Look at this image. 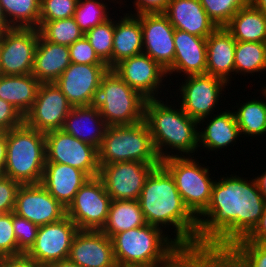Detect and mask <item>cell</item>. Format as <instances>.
I'll return each mask as SVG.
<instances>
[{"instance_id":"44dd1931","label":"cell","mask_w":266,"mask_h":267,"mask_svg":"<svg viewBox=\"0 0 266 267\" xmlns=\"http://www.w3.org/2000/svg\"><path fill=\"white\" fill-rule=\"evenodd\" d=\"M174 46V61L166 74L171 76L175 71L183 73L185 77L206 74V38L175 29Z\"/></svg>"},{"instance_id":"8fae6325","label":"cell","mask_w":266,"mask_h":267,"mask_svg":"<svg viewBox=\"0 0 266 267\" xmlns=\"http://www.w3.org/2000/svg\"><path fill=\"white\" fill-rule=\"evenodd\" d=\"M46 162L70 165L90 178L99 174L98 149L61 130L45 133Z\"/></svg>"},{"instance_id":"5b68a950","label":"cell","mask_w":266,"mask_h":267,"mask_svg":"<svg viewBox=\"0 0 266 267\" xmlns=\"http://www.w3.org/2000/svg\"><path fill=\"white\" fill-rule=\"evenodd\" d=\"M7 157L4 176L21 185L40 184L46 163L45 133L24 122L6 131Z\"/></svg>"},{"instance_id":"d590c367","label":"cell","mask_w":266,"mask_h":267,"mask_svg":"<svg viewBox=\"0 0 266 267\" xmlns=\"http://www.w3.org/2000/svg\"><path fill=\"white\" fill-rule=\"evenodd\" d=\"M114 30L115 20L109 18L84 34L95 53L110 69H112Z\"/></svg>"},{"instance_id":"f6af8a7d","label":"cell","mask_w":266,"mask_h":267,"mask_svg":"<svg viewBox=\"0 0 266 267\" xmlns=\"http://www.w3.org/2000/svg\"><path fill=\"white\" fill-rule=\"evenodd\" d=\"M23 123V116L8 102L0 99V128L5 132Z\"/></svg>"},{"instance_id":"2e32d148","label":"cell","mask_w":266,"mask_h":267,"mask_svg":"<svg viewBox=\"0 0 266 267\" xmlns=\"http://www.w3.org/2000/svg\"><path fill=\"white\" fill-rule=\"evenodd\" d=\"M78 231L77 225L67 215L56 222L39 226L36 241L26 254L45 266L67 260Z\"/></svg>"},{"instance_id":"7dc6e473","label":"cell","mask_w":266,"mask_h":267,"mask_svg":"<svg viewBox=\"0 0 266 267\" xmlns=\"http://www.w3.org/2000/svg\"><path fill=\"white\" fill-rule=\"evenodd\" d=\"M170 1L171 0H134L132 3L136 8V13L132 12V15L138 16L141 14L164 13Z\"/></svg>"},{"instance_id":"d4e9b609","label":"cell","mask_w":266,"mask_h":267,"mask_svg":"<svg viewBox=\"0 0 266 267\" xmlns=\"http://www.w3.org/2000/svg\"><path fill=\"white\" fill-rule=\"evenodd\" d=\"M107 127L97 107L91 105L72 107L62 130L99 149Z\"/></svg>"},{"instance_id":"816d5d0a","label":"cell","mask_w":266,"mask_h":267,"mask_svg":"<svg viewBox=\"0 0 266 267\" xmlns=\"http://www.w3.org/2000/svg\"><path fill=\"white\" fill-rule=\"evenodd\" d=\"M7 157V142H6V132L0 138V177L4 176L5 165Z\"/></svg>"},{"instance_id":"680465c9","label":"cell","mask_w":266,"mask_h":267,"mask_svg":"<svg viewBox=\"0 0 266 267\" xmlns=\"http://www.w3.org/2000/svg\"><path fill=\"white\" fill-rule=\"evenodd\" d=\"M264 87V88H263ZM262 87V91H261V93L263 94V96H265L266 97V84H265V86H263Z\"/></svg>"},{"instance_id":"f1b7e54d","label":"cell","mask_w":266,"mask_h":267,"mask_svg":"<svg viewBox=\"0 0 266 267\" xmlns=\"http://www.w3.org/2000/svg\"><path fill=\"white\" fill-rule=\"evenodd\" d=\"M41 83L32 75H1L0 99L10 103L23 117L36 100Z\"/></svg>"},{"instance_id":"ffe728a7","label":"cell","mask_w":266,"mask_h":267,"mask_svg":"<svg viewBox=\"0 0 266 267\" xmlns=\"http://www.w3.org/2000/svg\"><path fill=\"white\" fill-rule=\"evenodd\" d=\"M68 260L80 267H114L116 261L111 238L101 230H79Z\"/></svg>"},{"instance_id":"f546056e","label":"cell","mask_w":266,"mask_h":267,"mask_svg":"<svg viewBox=\"0 0 266 267\" xmlns=\"http://www.w3.org/2000/svg\"><path fill=\"white\" fill-rule=\"evenodd\" d=\"M236 41L266 43V15L251 2L225 26Z\"/></svg>"},{"instance_id":"6125c7cd","label":"cell","mask_w":266,"mask_h":267,"mask_svg":"<svg viewBox=\"0 0 266 267\" xmlns=\"http://www.w3.org/2000/svg\"><path fill=\"white\" fill-rule=\"evenodd\" d=\"M120 267H138V266H120Z\"/></svg>"},{"instance_id":"e575fe53","label":"cell","mask_w":266,"mask_h":267,"mask_svg":"<svg viewBox=\"0 0 266 267\" xmlns=\"http://www.w3.org/2000/svg\"><path fill=\"white\" fill-rule=\"evenodd\" d=\"M38 30L46 41L67 47L84 36L74 16L55 21H39Z\"/></svg>"},{"instance_id":"4dcf8cb0","label":"cell","mask_w":266,"mask_h":267,"mask_svg":"<svg viewBox=\"0 0 266 267\" xmlns=\"http://www.w3.org/2000/svg\"><path fill=\"white\" fill-rule=\"evenodd\" d=\"M146 224L138 200H112L106 223L101 231L111 238L117 233Z\"/></svg>"},{"instance_id":"6da1fadb","label":"cell","mask_w":266,"mask_h":267,"mask_svg":"<svg viewBox=\"0 0 266 267\" xmlns=\"http://www.w3.org/2000/svg\"><path fill=\"white\" fill-rule=\"evenodd\" d=\"M265 206L253 178L231 174L215 180L209 206L197 218L195 250L228 249L254 229Z\"/></svg>"},{"instance_id":"11a10c76","label":"cell","mask_w":266,"mask_h":267,"mask_svg":"<svg viewBox=\"0 0 266 267\" xmlns=\"http://www.w3.org/2000/svg\"><path fill=\"white\" fill-rule=\"evenodd\" d=\"M10 28L0 4V35Z\"/></svg>"},{"instance_id":"f35d334b","label":"cell","mask_w":266,"mask_h":267,"mask_svg":"<svg viewBox=\"0 0 266 267\" xmlns=\"http://www.w3.org/2000/svg\"><path fill=\"white\" fill-rule=\"evenodd\" d=\"M227 250L243 267H266V244L237 241Z\"/></svg>"},{"instance_id":"f907efd6","label":"cell","mask_w":266,"mask_h":267,"mask_svg":"<svg viewBox=\"0 0 266 267\" xmlns=\"http://www.w3.org/2000/svg\"><path fill=\"white\" fill-rule=\"evenodd\" d=\"M169 267H195V250H185Z\"/></svg>"},{"instance_id":"c3c4849f","label":"cell","mask_w":266,"mask_h":267,"mask_svg":"<svg viewBox=\"0 0 266 267\" xmlns=\"http://www.w3.org/2000/svg\"><path fill=\"white\" fill-rule=\"evenodd\" d=\"M1 267H47L38 263L27 254L23 253L17 256L3 257Z\"/></svg>"},{"instance_id":"60d3db41","label":"cell","mask_w":266,"mask_h":267,"mask_svg":"<svg viewBox=\"0 0 266 267\" xmlns=\"http://www.w3.org/2000/svg\"><path fill=\"white\" fill-rule=\"evenodd\" d=\"M78 0H41L39 21H55L75 15Z\"/></svg>"},{"instance_id":"7c38bea8","label":"cell","mask_w":266,"mask_h":267,"mask_svg":"<svg viewBox=\"0 0 266 267\" xmlns=\"http://www.w3.org/2000/svg\"><path fill=\"white\" fill-rule=\"evenodd\" d=\"M39 35L36 28H10L0 35L2 75L32 74Z\"/></svg>"},{"instance_id":"ac0fdd59","label":"cell","mask_w":266,"mask_h":267,"mask_svg":"<svg viewBox=\"0 0 266 267\" xmlns=\"http://www.w3.org/2000/svg\"><path fill=\"white\" fill-rule=\"evenodd\" d=\"M14 213L38 226L63 219L66 207L57 201L42 185H21L17 191Z\"/></svg>"},{"instance_id":"277c9868","label":"cell","mask_w":266,"mask_h":267,"mask_svg":"<svg viewBox=\"0 0 266 267\" xmlns=\"http://www.w3.org/2000/svg\"><path fill=\"white\" fill-rule=\"evenodd\" d=\"M165 229L146 224L111 237L119 266L169 267L185 251ZM165 233V234H164Z\"/></svg>"},{"instance_id":"e0dca14e","label":"cell","mask_w":266,"mask_h":267,"mask_svg":"<svg viewBox=\"0 0 266 267\" xmlns=\"http://www.w3.org/2000/svg\"><path fill=\"white\" fill-rule=\"evenodd\" d=\"M112 70L147 100L160 98L157 94H161L159 90L165 86L162 82L168 76L157 62L144 53L121 60Z\"/></svg>"},{"instance_id":"603a6c76","label":"cell","mask_w":266,"mask_h":267,"mask_svg":"<svg viewBox=\"0 0 266 267\" xmlns=\"http://www.w3.org/2000/svg\"><path fill=\"white\" fill-rule=\"evenodd\" d=\"M175 29L207 38L218 27L209 18L200 0H171L163 13Z\"/></svg>"},{"instance_id":"9a60e30c","label":"cell","mask_w":266,"mask_h":267,"mask_svg":"<svg viewBox=\"0 0 266 267\" xmlns=\"http://www.w3.org/2000/svg\"><path fill=\"white\" fill-rule=\"evenodd\" d=\"M72 107L55 83H41L36 100L23 117V122L43 133L61 130Z\"/></svg>"},{"instance_id":"83f0119b","label":"cell","mask_w":266,"mask_h":267,"mask_svg":"<svg viewBox=\"0 0 266 267\" xmlns=\"http://www.w3.org/2000/svg\"><path fill=\"white\" fill-rule=\"evenodd\" d=\"M206 125L207 127L198 131V147L206 148L208 151H215L222 148H227L237 138L241 137L239 127L236 122L234 111H222L219 114L213 115L211 120Z\"/></svg>"},{"instance_id":"db71d44e","label":"cell","mask_w":266,"mask_h":267,"mask_svg":"<svg viewBox=\"0 0 266 267\" xmlns=\"http://www.w3.org/2000/svg\"><path fill=\"white\" fill-rule=\"evenodd\" d=\"M254 180L256 181L259 191L266 200V170L263 173H261L260 176L258 175L257 178L255 177Z\"/></svg>"},{"instance_id":"681fc988","label":"cell","mask_w":266,"mask_h":267,"mask_svg":"<svg viewBox=\"0 0 266 267\" xmlns=\"http://www.w3.org/2000/svg\"><path fill=\"white\" fill-rule=\"evenodd\" d=\"M239 241H249L266 244V206L263 214L254 229L243 239Z\"/></svg>"},{"instance_id":"7a4b0ae2","label":"cell","mask_w":266,"mask_h":267,"mask_svg":"<svg viewBox=\"0 0 266 267\" xmlns=\"http://www.w3.org/2000/svg\"><path fill=\"white\" fill-rule=\"evenodd\" d=\"M138 201L147 224L172 226L176 234L172 238L184 250H195L197 218L185 206L173 177L162 165L147 176Z\"/></svg>"},{"instance_id":"9c48e42d","label":"cell","mask_w":266,"mask_h":267,"mask_svg":"<svg viewBox=\"0 0 266 267\" xmlns=\"http://www.w3.org/2000/svg\"><path fill=\"white\" fill-rule=\"evenodd\" d=\"M112 199L101 179L89 178L66 208V215L79 230H101L106 223Z\"/></svg>"},{"instance_id":"d6a6232c","label":"cell","mask_w":266,"mask_h":267,"mask_svg":"<svg viewBox=\"0 0 266 267\" xmlns=\"http://www.w3.org/2000/svg\"><path fill=\"white\" fill-rule=\"evenodd\" d=\"M11 28L39 27L41 0H0Z\"/></svg>"},{"instance_id":"7bdbcfd3","label":"cell","mask_w":266,"mask_h":267,"mask_svg":"<svg viewBox=\"0 0 266 267\" xmlns=\"http://www.w3.org/2000/svg\"><path fill=\"white\" fill-rule=\"evenodd\" d=\"M0 255L17 256V241L13 230L12 212L0 215Z\"/></svg>"},{"instance_id":"52a82bcc","label":"cell","mask_w":266,"mask_h":267,"mask_svg":"<svg viewBox=\"0 0 266 267\" xmlns=\"http://www.w3.org/2000/svg\"><path fill=\"white\" fill-rule=\"evenodd\" d=\"M146 101L109 69L102 77L95 106L108 126L132 125L144 120Z\"/></svg>"},{"instance_id":"b9f144b4","label":"cell","mask_w":266,"mask_h":267,"mask_svg":"<svg viewBox=\"0 0 266 267\" xmlns=\"http://www.w3.org/2000/svg\"><path fill=\"white\" fill-rule=\"evenodd\" d=\"M68 48L71 63L107 65L98 57L85 36L71 44Z\"/></svg>"},{"instance_id":"3957f363","label":"cell","mask_w":266,"mask_h":267,"mask_svg":"<svg viewBox=\"0 0 266 267\" xmlns=\"http://www.w3.org/2000/svg\"><path fill=\"white\" fill-rule=\"evenodd\" d=\"M165 101L148 99L145 103L144 121L150 130L155 150L161 160L170 156H190L198 148L199 123L181 107L175 108L167 99Z\"/></svg>"},{"instance_id":"f5cc1de1","label":"cell","mask_w":266,"mask_h":267,"mask_svg":"<svg viewBox=\"0 0 266 267\" xmlns=\"http://www.w3.org/2000/svg\"><path fill=\"white\" fill-rule=\"evenodd\" d=\"M195 267H216L200 250H195Z\"/></svg>"},{"instance_id":"484cf974","label":"cell","mask_w":266,"mask_h":267,"mask_svg":"<svg viewBox=\"0 0 266 267\" xmlns=\"http://www.w3.org/2000/svg\"><path fill=\"white\" fill-rule=\"evenodd\" d=\"M70 64L67 46L51 43L39 35L32 75L40 83H54Z\"/></svg>"},{"instance_id":"1f68e13d","label":"cell","mask_w":266,"mask_h":267,"mask_svg":"<svg viewBox=\"0 0 266 267\" xmlns=\"http://www.w3.org/2000/svg\"><path fill=\"white\" fill-rule=\"evenodd\" d=\"M266 99V97H264ZM240 106V107H239ZM237 105L234 112L241 137L263 136L266 134V102L262 100H252Z\"/></svg>"},{"instance_id":"ee69618b","label":"cell","mask_w":266,"mask_h":267,"mask_svg":"<svg viewBox=\"0 0 266 267\" xmlns=\"http://www.w3.org/2000/svg\"><path fill=\"white\" fill-rule=\"evenodd\" d=\"M21 184L9 177H0V215L14 212L17 191Z\"/></svg>"},{"instance_id":"4316f807","label":"cell","mask_w":266,"mask_h":267,"mask_svg":"<svg viewBox=\"0 0 266 267\" xmlns=\"http://www.w3.org/2000/svg\"><path fill=\"white\" fill-rule=\"evenodd\" d=\"M120 18L118 22L115 21L112 68L123 59L143 53L140 19L136 15H132L131 12Z\"/></svg>"},{"instance_id":"cb8c5ba5","label":"cell","mask_w":266,"mask_h":267,"mask_svg":"<svg viewBox=\"0 0 266 267\" xmlns=\"http://www.w3.org/2000/svg\"><path fill=\"white\" fill-rule=\"evenodd\" d=\"M235 47L236 40L225 27H218L211 33L206 38V74L217 76L230 84L233 78L230 75L235 73Z\"/></svg>"},{"instance_id":"5bb4252c","label":"cell","mask_w":266,"mask_h":267,"mask_svg":"<svg viewBox=\"0 0 266 267\" xmlns=\"http://www.w3.org/2000/svg\"><path fill=\"white\" fill-rule=\"evenodd\" d=\"M109 69L107 65L71 63L54 83L73 107L95 105L102 77Z\"/></svg>"},{"instance_id":"8992f818","label":"cell","mask_w":266,"mask_h":267,"mask_svg":"<svg viewBox=\"0 0 266 267\" xmlns=\"http://www.w3.org/2000/svg\"><path fill=\"white\" fill-rule=\"evenodd\" d=\"M135 161L161 165L147 123L108 126L98 149L99 165Z\"/></svg>"},{"instance_id":"7402d4cb","label":"cell","mask_w":266,"mask_h":267,"mask_svg":"<svg viewBox=\"0 0 266 267\" xmlns=\"http://www.w3.org/2000/svg\"><path fill=\"white\" fill-rule=\"evenodd\" d=\"M89 178L85 172L70 165L46 162L41 185L67 208Z\"/></svg>"},{"instance_id":"30bf717a","label":"cell","mask_w":266,"mask_h":267,"mask_svg":"<svg viewBox=\"0 0 266 267\" xmlns=\"http://www.w3.org/2000/svg\"><path fill=\"white\" fill-rule=\"evenodd\" d=\"M180 90L181 109L192 119L203 124L206 118L212 117L213 110L217 108L222 91L228 83L217 77L208 74L191 75L185 77ZM202 121V122H201Z\"/></svg>"},{"instance_id":"9f6ffc18","label":"cell","mask_w":266,"mask_h":267,"mask_svg":"<svg viewBox=\"0 0 266 267\" xmlns=\"http://www.w3.org/2000/svg\"><path fill=\"white\" fill-rule=\"evenodd\" d=\"M47 267H80L79 265L70 262L68 259L63 261H56L49 264Z\"/></svg>"},{"instance_id":"8d00e7d4","label":"cell","mask_w":266,"mask_h":267,"mask_svg":"<svg viewBox=\"0 0 266 267\" xmlns=\"http://www.w3.org/2000/svg\"><path fill=\"white\" fill-rule=\"evenodd\" d=\"M103 0H78L77 8L75 11V19L77 24L80 27V30L85 34L91 28H94L96 25L107 21L111 18L108 12L107 2L104 4ZM107 1V0H106ZM116 0H111L110 2Z\"/></svg>"},{"instance_id":"ab89813d","label":"cell","mask_w":266,"mask_h":267,"mask_svg":"<svg viewBox=\"0 0 266 267\" xmlns=\"http://www.w3.org/2000/svg\"><path fill=\"white\" fill-rule=\"evenodd\" d=\"M12 224L17 241V255L26 254L36 241L39 226L14 212Z\"/></svg>"},{"instance_id":"bcb514c9","label":"cell","mask_w":266,"mask_h":267,"mask_svg":"<svg viewBox=\"0 0 266 267\" xmlns=\"http://www.w3.org/2000/svg\"><path fill=\"white\" fill-rule=\"evenodd\" d=\"M216 267H243L227 249H200Z\"/></svg>"},{"instance_id":"836d02e7","label":"cell","mask_w":266,"mask_h":267,"mask_svg":"<svg viewBox=\"0 0 266 267\" xmlns=\"http://www.w3.org/2000/svg\"><path fill=\"white\" fill-rule=\"evenodd\" d=\"M235 73L252 74L266 71V43L236 41Z\"/></svg>"},{"instance_id":"d6986e66","label":"cell","mask_w":266,"mask_h":267,"mask_svg":"<svg viewBox=\"0 0 266 267\" xmlns=\"http://www.w3.org/2000/svg\"><path fill=\"white\" fill-rule=\"evenodd\" d=\"M143 53L157 62L165 71L173 64L175 55V28L163 13L141 14Z\"/></svg>"},{"instance_id":"94428289","label":"cell","mask_w":266,"mask_h":267,"mask_svg":"<svg viewBox=\"0 0 266 267\" xmlns=\"http://www.w3.org/2000/svg\"><path fill=\"white\" fill-rule=\"evenodd\" d=\"M2 259L3 257L0 255V267H1Z\"/></svg>"},{"instance_id":"4fadbf2b","label":"cell","mask_w":266,"mask_h":267,"mask_svg":"<svg viewBox=\"0 0 266 267\" xmlns=\"http://www.w3.org/2000/svg\"><path fill=\"white\" fill-rule=\"evenodd\" d=\"M98 177L112 200H139L153 164L124 161L99 165Z\"/></svg>"},{"instance_id":"74e56055","label":"cell","mask_w":266,"mask_h":267,"mask_svg":"<svg viewBox=\"0 0 266 267\" xmlns=\"http://www.w3.org/2000/svg\"><path fill=\"white\" fill-rule=\"evenodd\" d=\"M200 3L217 27H225L250 0H200Z\"/></svg>"},{"instance_id":"6f0895ef","label":"cell","mask_w":266,"mask_h":267,"mask_svg":"<svg viewBox=\"0 0 266 267\" xmlns=\"http://www.w3.org/2000/svg\"><path fill=\"white\" fill-rule=\"evenodd\" d=\"M250 2L266 15V0H250Z\"/></svg>"},{"instance_id":"ba28073f","label":"cell","mask_w":266,"mask_h":267,"mask_svg":"<svg viewBox=\"0 0 266 267\" xmlns=\"http://www.w3.org/2000/svg\"><path fill=\"white\" fill-rule=\"evenodd\" d=\"M193 158L170 156L161 160V165L173 177L185 206L198 218L209 206L214 180L209 177V167Z\"/></svg>"},{"instance_id":"91938a15","label":"cell","mask_w":266,"mask_h":267,"mask_svg":"<svg viewBox=\"0 0 266 267\" xmlns=\"http://www.w3.org/2000/svg\"><path fill=\"white\" fill-rule=\"evenodd\" d=\"M5 131L0 128V138L4 135Z\"/></svg>"}]
</instances>
